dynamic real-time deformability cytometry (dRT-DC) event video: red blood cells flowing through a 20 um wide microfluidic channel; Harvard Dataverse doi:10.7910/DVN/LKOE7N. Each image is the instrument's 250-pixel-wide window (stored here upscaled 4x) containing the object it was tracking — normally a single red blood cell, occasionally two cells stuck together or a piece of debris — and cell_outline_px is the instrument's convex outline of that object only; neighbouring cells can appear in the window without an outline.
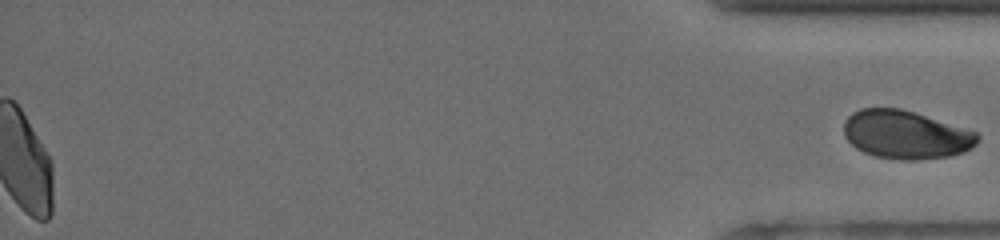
{"species": "human", "species_latin": "Homo sapiens", "temperature_condition": "cold", "stored_images_in_passage": 43, "segment_of_instrument_passage": [2, 2], "camera_frame_rate_fps": 3000, "um_per_image_px": 0.085, "donor": {"sex": "male"}, "frame": {"image": 1, "passage_image": 43, "time_ms": 12.0, "image_size_px": [1000, 240], "cell_outline_px": [[980, 136], [976, 144], [972, 148], [964, 152], [948, 156], [916, 160], [900, 160], [876, 156], [864, 152], [856, 148], [844, 136], [844, 120], [852, 112], [860, 108], [900, 108], [976, 132]], "centroid_in_image_um": [76.96, 11.45], "position_along_channel_um": 358.2, "area_um2": 37.45}}